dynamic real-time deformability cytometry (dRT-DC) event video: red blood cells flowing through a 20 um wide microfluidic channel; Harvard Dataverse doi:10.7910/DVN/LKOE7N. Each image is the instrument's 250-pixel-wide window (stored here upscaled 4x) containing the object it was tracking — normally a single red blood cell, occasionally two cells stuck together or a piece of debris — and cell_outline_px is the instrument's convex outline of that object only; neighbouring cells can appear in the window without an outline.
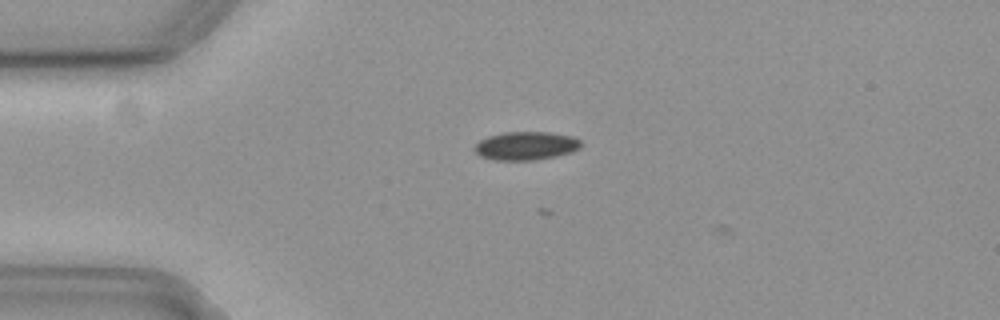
{"species": "common noctule bat (a hibernating species)", "species_latin": "Nyctalus noctula", "temperature_condition": "cold", "stored_images_in_passage": 3, "camera_frame_rate_fps": 3000, "um_per_image_px": 0.085, "animal": {"sex": "female", "body_mass_g": 19.3, "forearm_length_mm": 54.1}, "frame": {"image": 1, "passage_image": 2, "time_ms": 0.333, "image_size_px": [1000, 320], "cell_outline_px": [[580, 148], [572, 152], [556, 156], [536, 160], [496, 160], [480, 156], [476, 152], [476, 144], [480, 140], [488, 136], [504, 132], [548, 132], [572, 136], [580, 140]], "centroid_in_image_um": [44.72, 12.39], "position_along_channel_um": 40.3, "area_um2": 17.51}}